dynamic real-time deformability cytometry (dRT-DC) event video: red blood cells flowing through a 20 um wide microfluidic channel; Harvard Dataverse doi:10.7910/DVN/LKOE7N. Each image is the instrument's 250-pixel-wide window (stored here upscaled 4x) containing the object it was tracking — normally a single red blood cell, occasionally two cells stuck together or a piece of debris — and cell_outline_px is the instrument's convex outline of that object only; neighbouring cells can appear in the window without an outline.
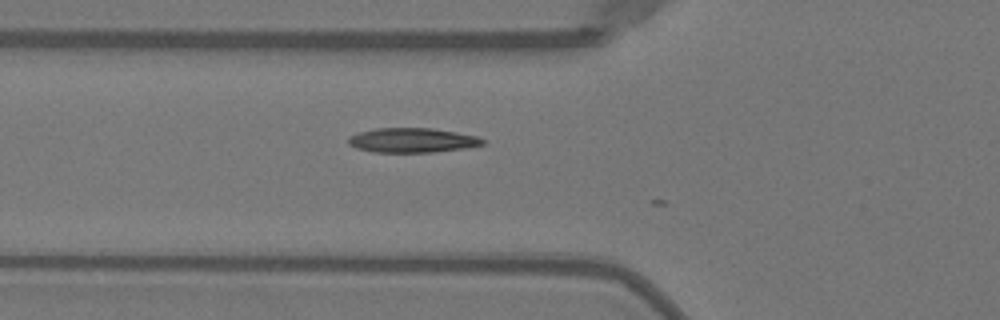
{"species": "Egyptian fruit bat (a non-hibernating species)", "species_latin": "Rousettus aegyptiacus", "temperature_condition": "warm", "stored_images_in_passage": 6, "camera_frame_rate_fps": 3000, "um_per_image_px": 0.085, "animal": {"sex": "female"}, "frame": {"image": 1, "passage_image": 3, "time_ms": 0.667, "image_size_px": [1000, 320], "cell_outline_px": [[484, 144], [468, 148], [432, 152], [372, 152], [356, 148], [348, 144], [348, 136], [360, 132], [376, 128], [432, 128], [456, 132], [476, 136], [484, 140]], "centroid_in_image_um": [35.02, 11.92], "position_along_channel_um": 90.8, "area_um2": 19.25}}